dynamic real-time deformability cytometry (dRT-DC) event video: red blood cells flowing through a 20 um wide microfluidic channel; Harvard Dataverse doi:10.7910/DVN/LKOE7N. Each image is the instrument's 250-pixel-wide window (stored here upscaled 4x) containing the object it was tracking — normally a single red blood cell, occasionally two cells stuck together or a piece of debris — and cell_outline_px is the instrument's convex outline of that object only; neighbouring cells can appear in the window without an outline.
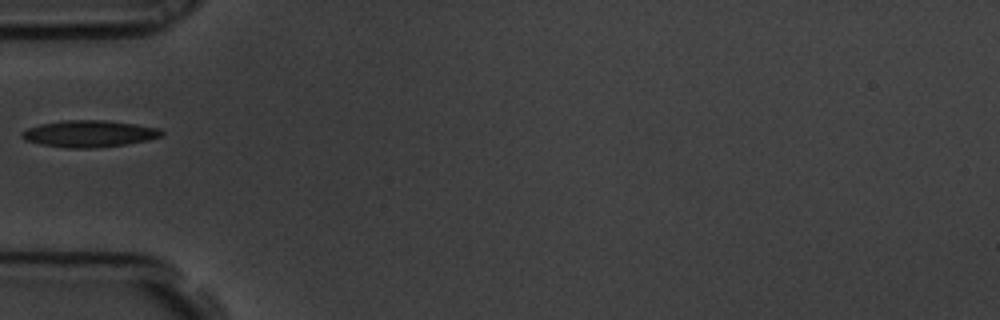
{"species": "common noctule bat (a hibernating species)", "species_latin": "Nyctalus noctula", "temperature_condition": "room temperature", "stored_images_in_passage": 12, "camera_frame_rate_fps": 3000, "um_per_image_px": 0.085, "animal": {"sex": "male", "body_mass_g": 19.5, "forearm_length_mm": 54.6}, "frame": {"image": 1, "passage_image": 1, "time_ms": 0.0, "image_size_px": [1000, 320], "cell_outline_px": [[164, 136], [148, 140], [124, 144], [96, 148], [68, 148], [40, 144], [24, 140], [20, 136], [20, 132], [28, 128], [40, 124], [64, 120], [104, 120], [160, 128], [164, 132]], "centroid_in_image_um": [7.56, 11.37], "position_along_channel_um": 77.4, "area_um2": 21.79}}
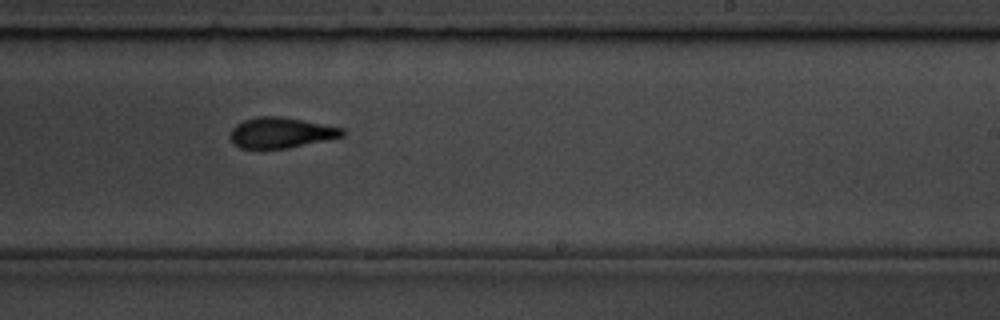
{"frame": {"image": 2, "passage_image": 6, "time_ms": 1.667, "image_size_px": [1000, 320], "cell_outline_px": [[344, 136], [288, 148], [240, 148], [232, 144], [228, 136], [232, 128], [236, 124], [244, 120], [256, 116], [280, 116], [344, 128]], "centroid_in_image_um": [23.82, 11.28], "position_along_channel_um": 265.2, "area_um2": 20.0}}
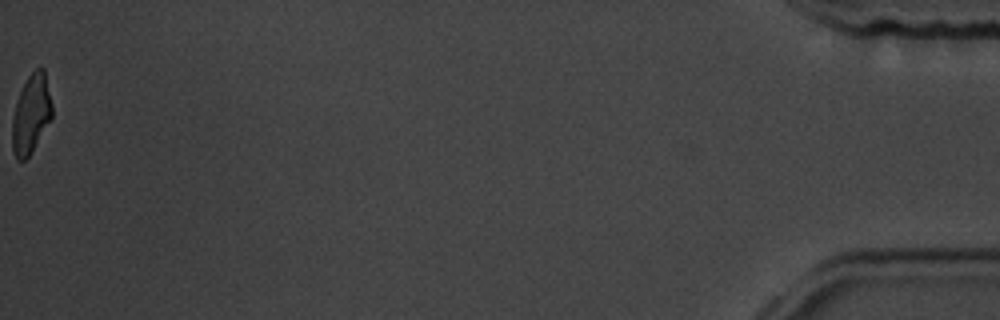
{"frame": {"image": 3, "passage_image": 12, "time_ms": 3.667, "image_size_px": [1000, 320], "cell_outline_px": [[52, 116], [28, 156], [24, 160], [16, 160], [12, 152], [12, 116], [20, 92], [28, 76], [36, 68], [44, 68], [52, 104]], "centroid_in_image_um": [2.62, 9.69], "position_along_channel_um": 432.6, "area_um2": 17.98}}